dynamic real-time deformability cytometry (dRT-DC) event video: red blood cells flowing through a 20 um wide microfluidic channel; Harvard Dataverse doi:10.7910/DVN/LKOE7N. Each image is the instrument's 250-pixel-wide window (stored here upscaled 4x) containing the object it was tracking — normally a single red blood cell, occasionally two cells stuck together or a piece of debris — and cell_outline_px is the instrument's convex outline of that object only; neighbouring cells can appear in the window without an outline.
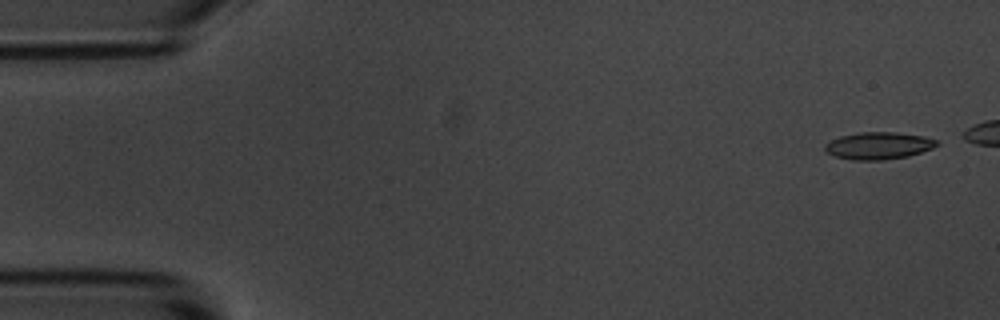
{"species": "common noctule bat (a hibernating species)", "species_latin": "Nyctalus noctula", "temperature_condition": "room temperature", "stored_images_in_passage": 14, "camera_frame_rate_fps": 3000, "um_per_image_px": 0.085, "animal": {"sex": "male", "body_mass_g": 20.1, "forearm_length_mm": 53.5}, "frame": {"image": 1, "passage_image": 1, "time_ms": 0.0, "image_size_px": [1000, 320], "cell_outline_px": [[940, 144], [932, 148], [908, 156], [880, 160], [852, 160], [836, 156], [828, 152], [824, 148], [824, 144], [840, 136], [860, 132], [896, 132], [924, 136], [940, 140]], "centroid_in_image_um": [74.71, 12.37], "position_along_channel_um": 10.3, "area_um2": 17.69}}
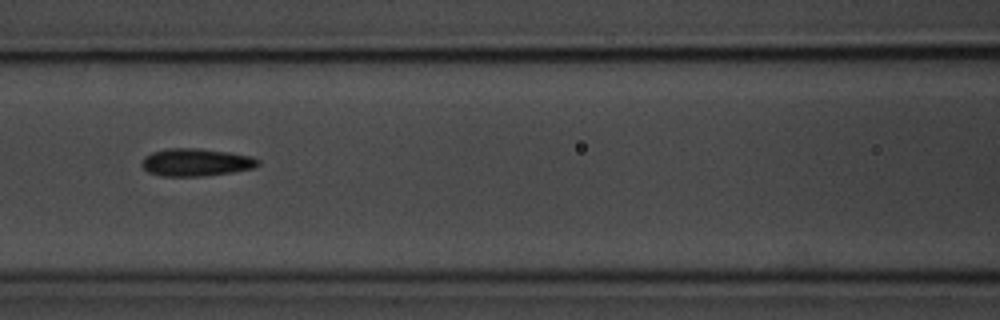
{"frame": {"image": 2, "passage_image": 7, "time_ms": 7.0, "image_size_px": [1000, 320], "cell_outline_px": [[260, 164], [252, 168], [232, 172], [204, 176], [160, 176], [148, 172], [140, 164], [144, 156], [152, 152], [168, 148], [200, 148], [232, 152], [252, 156], [260, 160]], "centroid_in_image_um": [16.66, 13.79], "position_along_channel_um": 149.9, "area_um2": 18.96}}
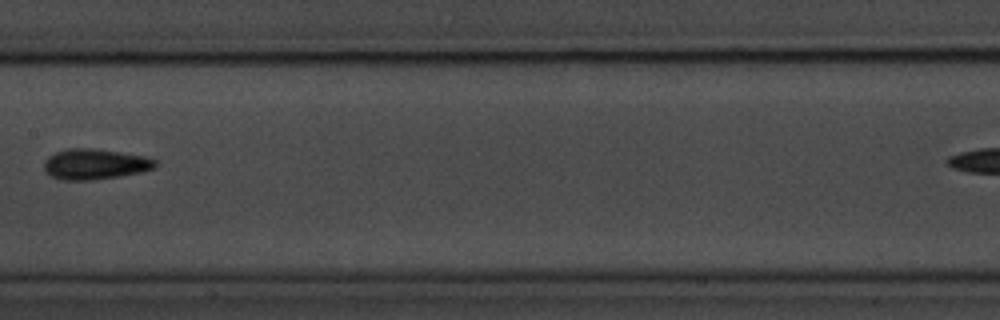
{"frame": {"image": 3, "passage_image": 8, "time_ms": 8.333, "image_size_px": [1000, 320], "cell_outline_px": [[156, 168], [140, 172], [120, 176], [92, 180], [64, 180], [52, 176], [44, 168], [44, 160], [48, 156], [56, 152], [68, 148], [96, 148], [144, 156], [156, 160]], "centroid_in_image_um": [8.08, 13.94], "position_along_channel_um": 199.3, "area_um2": 19.77}}